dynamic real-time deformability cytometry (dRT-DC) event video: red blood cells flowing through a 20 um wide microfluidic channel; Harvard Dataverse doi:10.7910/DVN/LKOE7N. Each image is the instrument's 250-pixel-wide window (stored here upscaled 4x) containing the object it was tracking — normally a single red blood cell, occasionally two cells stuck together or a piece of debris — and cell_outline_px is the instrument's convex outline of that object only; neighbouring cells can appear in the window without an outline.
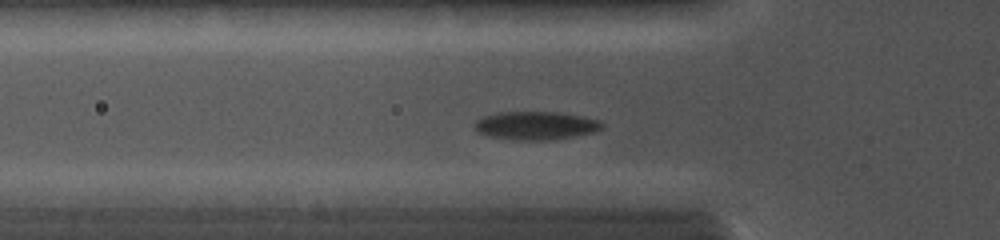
{"species": "common noctule bat (a hibernating species)", "species_latin": "Nyctalus noctula", "temperature_condition": "cold", "stored_images_in_passage": 26, "camera_frame_rate_fps": 5000, "um_per_image_px": 0.085, "animal": {"sex": "female", "body_mass_g": 19.0, "forearm_length_mm": 56.7}, "frame": {"image": 1, "passage_image": 6, "time_ms": 3.0, "image_size_px": [1000, 240], "cell_outline_px": [[604, 128], [596, 132], [548, 140], [516, 140], [488, 136], [476, 132], [476, 120], [484, 116], [496, 112], [560, 112], [600, 120], [604, 124]], "centroid_in_image_um": [45.56, 10.67], "position_along_channel_um": 80.2, "area_um2": 21.04}}
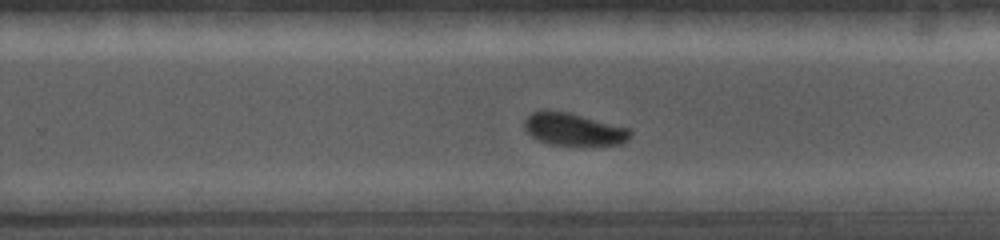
{"frame": {"image": 2, "passage_image": 16, "time_ms": 7.6, "image_size_px": [1000, 240], "cell_outline_px": [[632, 136], [624, 144], [548, 144], [532, 136], [524, 128], [524, 120], [532, 112], [568, 112], [628, 128], [632, 132]], "centroid_in_image_um": [48.79, 11.0], "position_along_channel_um": 281.0, "area_um2": 19.36}}
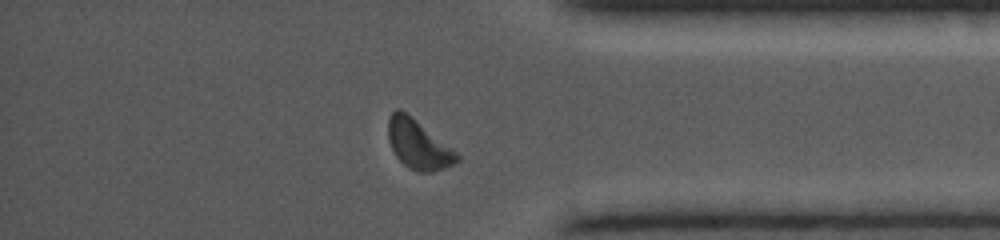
{"frame": {"image": 3, "passage_image": 23, "time_ms": 10.4, "image_size_px": [1000, 240], "cell_outline_px": [[460, 160], [444, 168], [432, 172], [416, 172], [408, 168], [396, 156], [388, 140], [388, 120], [392, 112], [396, 108], [400, 108], [412, 116], [452, 148], [460, 156]], "centroid_in_image_um": [35.54, 12.27], "position_along_channel_um": 399.7, "area_um2": 19.71}}